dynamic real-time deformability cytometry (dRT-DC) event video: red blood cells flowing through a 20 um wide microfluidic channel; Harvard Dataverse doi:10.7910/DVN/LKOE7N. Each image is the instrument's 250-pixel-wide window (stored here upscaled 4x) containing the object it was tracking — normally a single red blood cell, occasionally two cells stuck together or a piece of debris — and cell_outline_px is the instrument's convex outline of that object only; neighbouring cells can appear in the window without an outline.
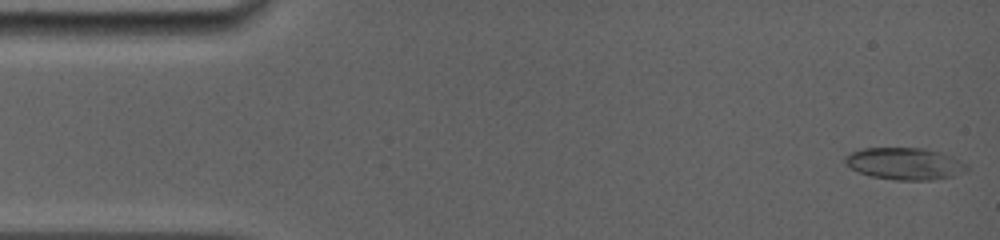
{"species": "common noctule bat (a hibernating species)", "species_latin": "Nyctalus noctula", "temperature_condition": "room temperature", "stored_images_in_passage": 47, "camera_frame_rate_fps": 5000, "um_per_image_px": 0.085, "animal": {"sex": "female", "body_mass_g": 19.0, "forearm_length_mm": 56.7}, "frame": {"image": 1, "passage_image": 1, "time_ms": 0.0, "image_size_px": [1000, 240], "cell_outline_px": [[968, 168], [964, 172], [952, 176], [932, 180], [892, 180], [872, 176], [860, 172], [844, 164], [844, 156], [852, 152], [864, 148], [924, 148], [940, 152], [952, 156], [968, 164]], "centroid_in_image_um": [76.91, 13.91], "position_along_channel_um": 8.1, "area_um2": 22.72}}
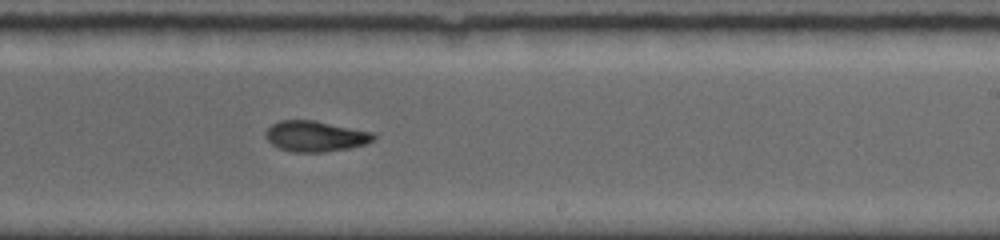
{"frame": {"image": 2, "passage_image": 21, "time_ms": 9.4, "image_size_px": [1000, 240], "cell_outline_px": [[376, 136], [372, 140], [364, 144], [348, 148], [320, 152], [292, 152], [280, 148], [272, 144], [264, 136], [264, 132], [272, 124], [280, 120], [316, 120], [372, 132]], "centroid_in_image_um": [26.77, 11.57], "position_along_channel_um": 262.2, "area_um2": 19.19}}
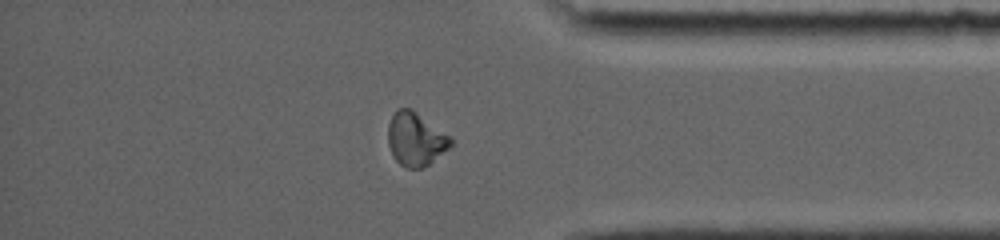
{"frame": {"image": 3, "passage_image": 37, "time_ms": 13.0, "image_size_px": [1000, 240], "cell_outline_px": [[452, 144], [448, 148], [424, 168], [408, 168], [400, 164], [392, 156], [388, 144], [388, 124], [396, 108], [412, 108], [452, 136]], "centroid_in_image_um": [35.33, 11.8], "position_along_channel_um": 399.9, "area_um2": 19.77}}